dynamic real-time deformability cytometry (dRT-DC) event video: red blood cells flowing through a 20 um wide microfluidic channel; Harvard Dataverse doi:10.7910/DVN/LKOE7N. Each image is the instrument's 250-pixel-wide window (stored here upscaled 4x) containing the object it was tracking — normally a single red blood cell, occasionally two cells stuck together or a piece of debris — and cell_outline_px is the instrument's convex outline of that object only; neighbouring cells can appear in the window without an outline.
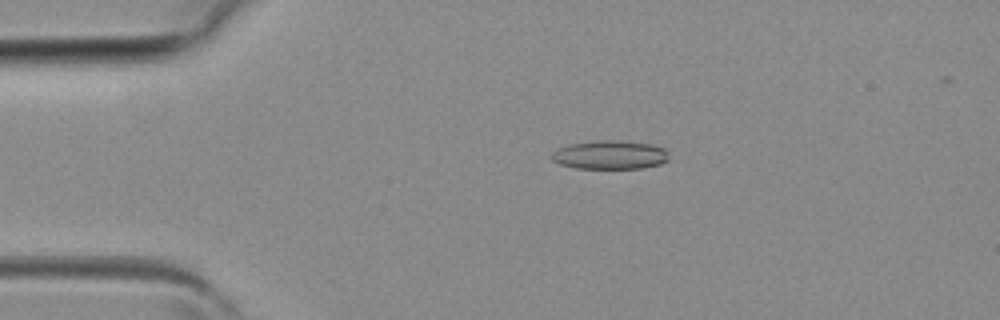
{"species": "common noctule bat (a hibernating species)", "species_latin": "Nyctalus noctula", "temperature_condition": "room temperature", "stored_images_in_passage": 3, "camera_frame_rate_fps": 3000, "um_per_image_px": 0.085, "animal": {"sex": "female", "body_mass_g": 19.3, "forearm_length_mm": 54.1}, "frame": {"image": 1, "passage_image": 2, "time_ms": 0.333, "image_size_px": [1000, 320], "cell_outline_px": [[668, 160], [660, 164], [640, 168], [576, 168], [560, 164], [552, 160], [548, 156], [556, 148], [568, 144], [596, 140], [616, 140], [652, 144], [664, 148], [668, 152]], "centroid_in_image_um": [51.8, 13.15], "position_along_channel_um": 33.2, "area_um2": 19.83}}
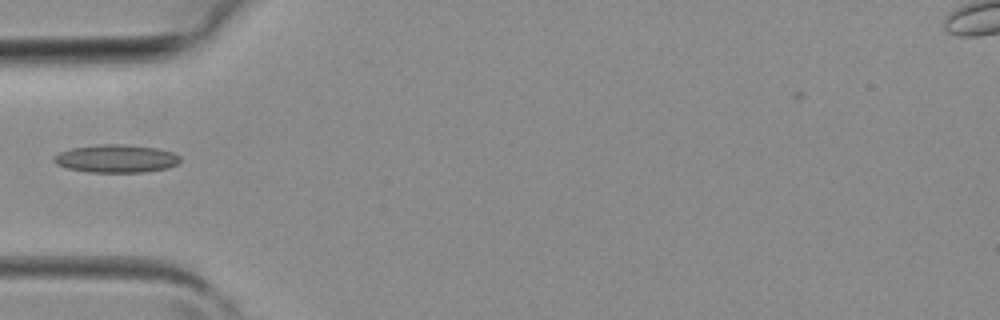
{"frame": {"image": 2, "passage_image": 3, "time_ms": 0.667, "image_size_px": [1000, 320], "cell_outline_px": [[180, 160], [176, 164], [168, 168], [144, 172], [88, 172], [68, 168], [56, 164], [52, 160], [52, 156], [60, 152], [72, 148], [100, 144], [124, 144], [156, 148], [172, 152], [180, 156]], "centroid_in_image_um": [9.85, 13.48], "position_along_channel_um": 75.1, "area_um2": 20.58}}